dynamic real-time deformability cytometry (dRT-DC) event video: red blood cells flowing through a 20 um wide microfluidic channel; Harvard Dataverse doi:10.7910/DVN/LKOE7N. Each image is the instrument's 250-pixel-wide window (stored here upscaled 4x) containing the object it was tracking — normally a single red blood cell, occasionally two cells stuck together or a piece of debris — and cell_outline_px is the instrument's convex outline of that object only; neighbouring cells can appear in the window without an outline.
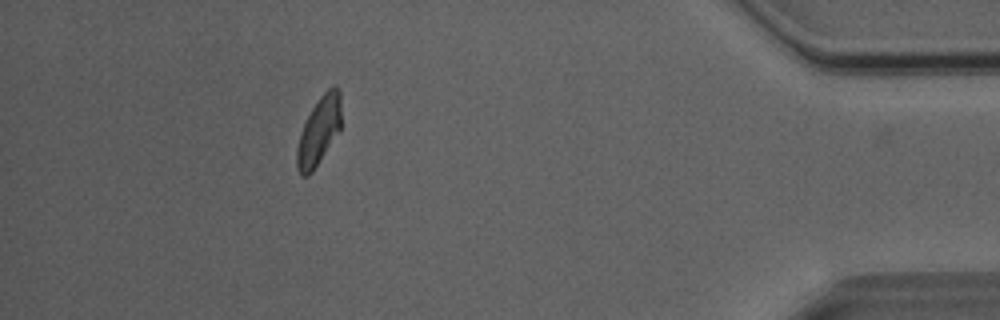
{"species": "Egyptian fruit bat (a non-hibernating species)", "species_latin": "Rousettus aegyptiacus", "temperature_condition": "room temperature", "stored_images_in_passage": 31, "camera_frame_rate_fps": 3000, "um_per_image_px": 0.085, "animal": {"sex": "male"}, "frame": {"image": 1, "passage_image": 30, "time_ms": 9.667, "image_size_px": [1000, 320], "cell_outline_px": [[340, 132], [312, 172], [308, 176], [300, 176], [296, 168], [296, 148], [300, 132], [312, 108], [320, 96], [332, 84], [336, 84], [340, 88]], "centroid_in_image_um": [27.1, 11.13], "position_along_channel_um": 408.1, "area_um2": 17.86}, "authors_computed_cell_mechanics": {"area_um2": 18.0336, "velocity_mm_per_s": 4.0398, "shape_relaxation_time_tau1_ms": 6.8756, "shape_relaxation_time_tau2_ms": 3.7642, "deformation_change_tau1": 0.1816, "deformation_change_tau2": 0.0977}}